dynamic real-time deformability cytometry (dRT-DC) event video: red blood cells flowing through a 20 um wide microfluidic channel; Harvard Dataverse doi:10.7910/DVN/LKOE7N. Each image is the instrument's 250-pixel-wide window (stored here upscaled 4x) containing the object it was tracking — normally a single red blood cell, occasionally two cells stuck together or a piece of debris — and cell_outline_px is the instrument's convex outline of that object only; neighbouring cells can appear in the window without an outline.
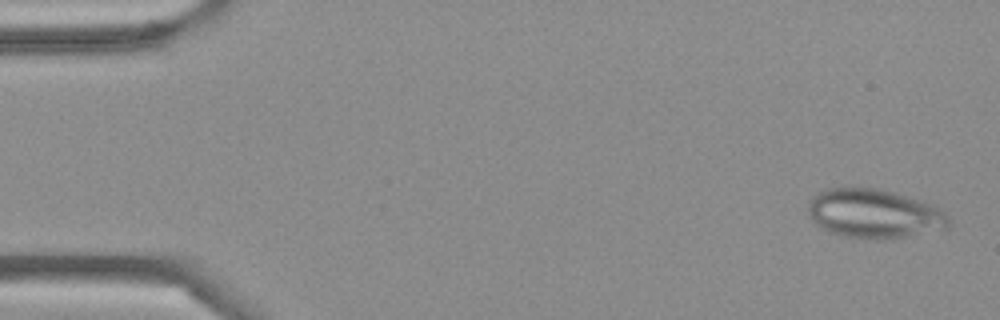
{"species": "Egyptian fruit bat (a non-hibernating species)", "species_latin": "Rousettus aegyptiacus", "temperature_condition": "cold", "stored_images_in_passage": 4, "camera_frame_rate_fps": 3000, "um_per_image_px": 0.085, "frame": {"image": 1, "passage_image": 1, "time_ms": 0.0, "image_size_px": [1000, 320], "cell_outline_px": [[948, 228], [908, 236], [884, 240], [876, 240], [840, 236], [828, 232], [820, 228], [808, 216], [808, 200], [816, 192], [824, 188], [848, 184], [876, 188], [908, 196], [932, 204], [940, 208], [948, 216]], "centroid_in_image_um": [74.21, 18.13], "position_along_channel_um": 10.8, "area_um2": 41.5}}